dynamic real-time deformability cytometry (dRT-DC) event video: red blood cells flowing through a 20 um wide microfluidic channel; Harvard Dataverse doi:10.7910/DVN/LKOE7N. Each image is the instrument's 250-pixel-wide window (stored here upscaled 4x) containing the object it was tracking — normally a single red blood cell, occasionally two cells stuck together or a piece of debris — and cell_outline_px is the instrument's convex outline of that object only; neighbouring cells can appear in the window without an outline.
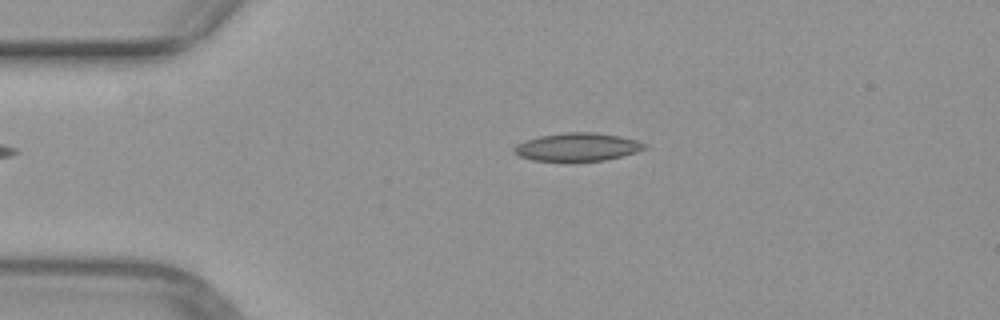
{"species": "common noctule bat (a hibernating species)", "species_latin": "Nyctalus noctula", "temperature_condition": "warm", "stored_images_in_passage": 40, "camera_frame_rate_fps": 3000, "um_per_image_px": 0.085, "animal": {"sex": "female", "body_mass_g": 29.2, "forearm_length_mm": 56.3}, "frame": {"image": 1, "passage_image": 1, "time_ms": 0.0, "image_size_px": [1000, 320], "cell_outline_px": [[644, 148], [636, 152], [604, 160], [532, 160], [516, 156], [512, 152], [512, 148], [516, 144], [524, 140], [540, 136], [564, 132], [592, 132], [620, 136], [636, 140], [644, 144]], "centroid_in_image_um": [48.98, 12.48], "position_along_channel_um": 36.0, "area_um2": 21.1}}
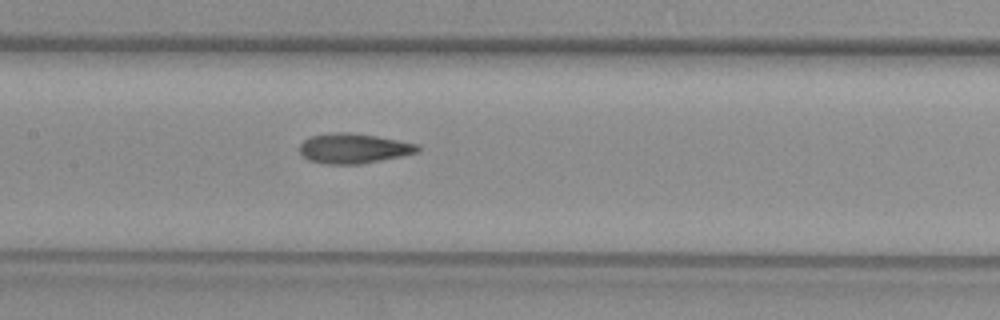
{"frame": {"image": 2, "passage_image": 14, "time_ms": 4.333, "image_size_px": [1000, 320], "cell_outline_px": [[420, 148], [416, 152], [400, 156], [360, 164], [328, 164], [308, 160], [300, 152], [300, 144], [304, 140], [312, 136], [332, 132], [352, 132], [376, 136], [420, 144]], "centroid_in_image_um": [30.05, 12.6], "position_along_channel_um": 177.4, "area_um2": 20.46}}
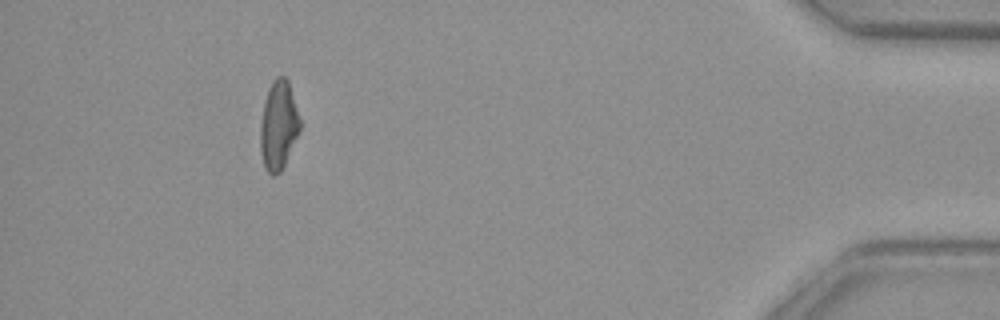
{"frame": {"image": 3, "passage_image": 36, "time_ms": 11.667, "image_size_px": [1000, 320], "cell_outline_px": [[300, 132], [280, 172], [276, 176], [272, 176], [264, 168], [260, 148], [260, 124], [264, 100], [268, 88], [272, 80], [276, 76], [284, 76], [288, 80], [300, 120]], "centroid_in_image_um": [23.65, 10.65], "position_along_channel_um": 411.5, "area_um2": 20.63}}